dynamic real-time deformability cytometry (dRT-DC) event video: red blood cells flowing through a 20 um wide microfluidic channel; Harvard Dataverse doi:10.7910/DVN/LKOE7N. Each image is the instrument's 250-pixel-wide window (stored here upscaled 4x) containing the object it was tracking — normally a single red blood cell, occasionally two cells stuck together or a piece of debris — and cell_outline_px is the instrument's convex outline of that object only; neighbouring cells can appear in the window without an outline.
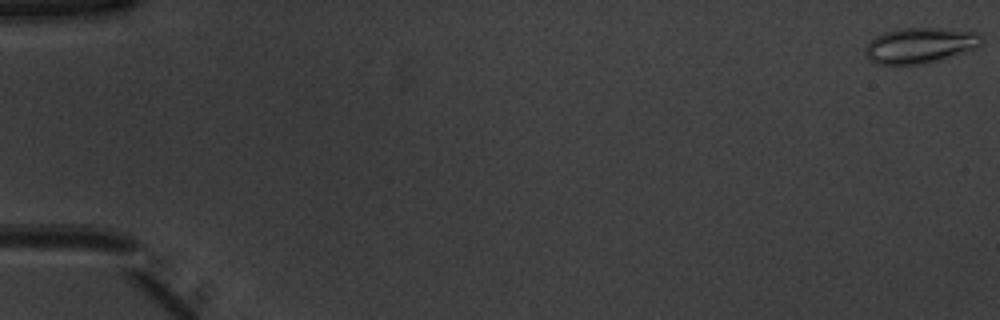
{"species": "common noctule bat (a hibernating species)", "species_latin": "Nyctalus noctula", "temperature_condition": "warm", "stored_images_in_passage": 53, "camera_frame_rate_fps": 3000, "um_per_image_px": 0.085, "animal": {"sex": "male", "body_mass_g": 20.1, "forearm_length_mm": 53.5}, "frame": {"image": 1, "passage_image": 1, "time_ms": 0.0, "image_size_px": [1000, 320], "cell_outline_px": [[984, 40], [980, 48], [936, 60], [920, 64], [876, 64], [868, 60], [864, 52], [864, 48], [876, 36], [884, 32], [896, 28], [936, 28], [980, 32]], "centroid_in_image_um": [78.23, 3.85], "position_along_channel_um": 6.8, "area_um2": 24.28}}
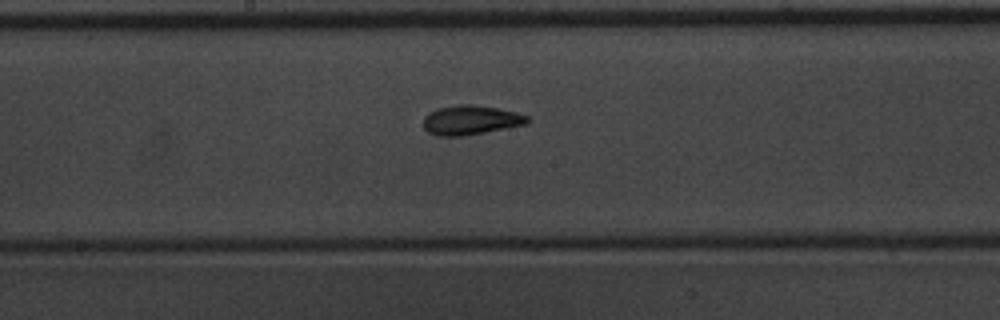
{"frame": {"image": 2, "passage_image": 29, "time_ms": 9.333, "image_size_px": [1000, 320], "cell_outline_px": [[532, 120], [528, 124], [484, 132], [460, 136], [436, 136], [428, 132], [424, 128], [424, 116], [428, 112], [436, 108], [456, 104], [472, 104], [496, 108], [516, 112], [528, 116]], "centroid_in_image_um": [40.0, 10.19], "position_along_channel_um": 208.2, "area_um2": 17.98}}
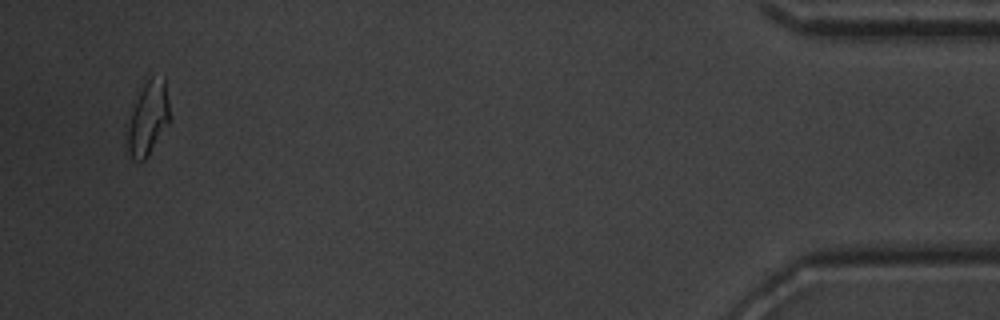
{"frame": {"image": 3, "passage_image": 51, "time_ms": 16.667, "image_size_px": [1000, 320], "cell_outline_px": [[168, 124], [144, 160], [132, 160], [124, 148], [124, 140], [132, 112], [140, 92], [144, 84], [152, 76], [164, 76], [168, 100]], "centroid_in_image_um": [12.53, 10.11], "position_along_channel_um": 422.7, "area_um2": 17.92}, "authors_computed_cell_mechanics": {"area_um2": 17.5134, "velocity_mm_per_s": 3.9299, "shape_relaxation_time_tau1_ms": 8.8625, "shape_relaxation_time_tau2_ms": 1.5053, "deformation_change_tau1": 0.2155, "deformation_change_tau2": 0.0768}}